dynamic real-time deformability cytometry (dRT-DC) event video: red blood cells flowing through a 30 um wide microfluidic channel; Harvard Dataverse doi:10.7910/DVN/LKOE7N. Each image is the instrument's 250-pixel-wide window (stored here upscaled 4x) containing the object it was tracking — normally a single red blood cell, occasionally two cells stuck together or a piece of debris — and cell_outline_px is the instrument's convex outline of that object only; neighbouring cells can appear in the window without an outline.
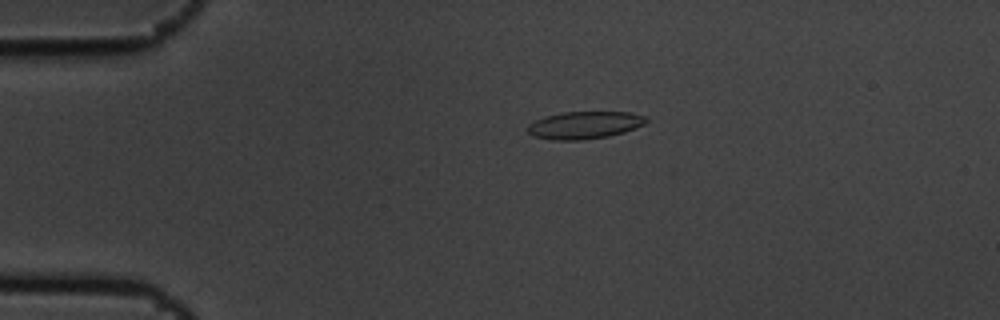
{"species": "common noctule bat (a hibernating species)", "species_latin": "Nyctalus noctula", "temperature_condition": "cold", "stored_images_in_passage": 2, "camera_frame_rate_fps": 3000, "um_per_image_px": 0.085, "animal": {"sex": "male", "body_mass_g": 19.5, "forearm_length_mm": 54.6}, "frame": {"image": 1, "passage_image": 1, "time_ms": 0.0, "image_size_px": [1000, 320], "cell_outline_px": [[648, 120], [644, 124], [624, 132], [608, 136], [584, 140], [552, 140], [532, 136], [528, 132], [528, 124], [544, 116], [564, 112], [632, 112], [648, 116]], "centroid_in_image_um": [49.69, 10.63], "position_along_channel_um": 35.3, "area_um2": 19.07}}